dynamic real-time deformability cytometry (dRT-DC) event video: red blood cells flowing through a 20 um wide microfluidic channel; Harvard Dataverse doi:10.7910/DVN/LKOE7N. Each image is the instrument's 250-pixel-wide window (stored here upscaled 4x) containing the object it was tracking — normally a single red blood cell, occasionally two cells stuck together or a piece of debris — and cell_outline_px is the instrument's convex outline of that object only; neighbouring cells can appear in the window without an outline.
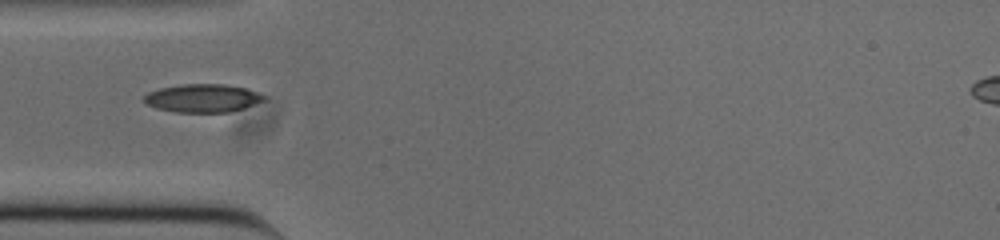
{"species": "common noctule bat (a hibernating species)", "species_latin": "Nyctalus noctula", "temperature_condition": "cold", "stored_images_in_passage": 39, "camera_frame_rate_fps": 3000, "um_per_image_px": 0.085, "animal": {"sex": "male", "body_mass_g": 20.0, "forearm_length_mm": 53.3}, "frame": {"image": 1, "passage_image": 1, "time_ms": 0.0, "image_size_px": [1000, 240], "cell_outline_px": [[264, 100], [244, 108], [228, 112], [176, 112], [156, 108], [148, 104], [144, 100], [144, 96], [148, 92], [160, 88], [180, 84], [224, 84], [244, 88], [256, 92], [264, 96]], "centroid_in_image_um": [17.19, 8.34], "position_along_channel_um": 67.8, "area_um2": 19.48}}
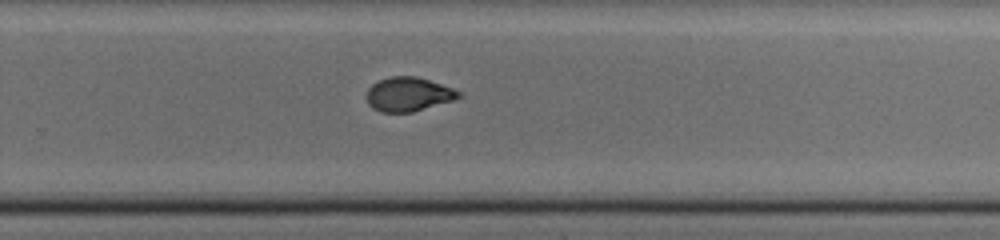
{"frame": {"image": 2, "passage_image": 19, "time_ms": 6.0, "image_size_px": [1000, 240], "cell_outline_px": [[464, 96], [452, 100], [412, 112], [380, 112], [372, 108], [368, 104], [368, 88], [372, 84], [380, 80], [392, 76], [416, 76], [452, 88], [460, 92]], "centroid_in_image_um": [34.71, 8.01], "position_along_channel_um": 295.1, "area_um2": 18.03}}
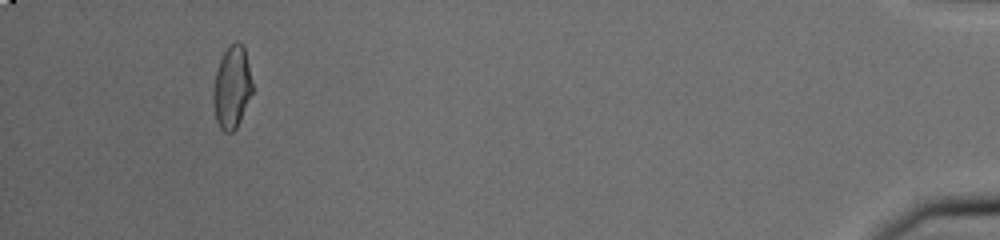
{"frame": {"image": 3, "passage_image": 35, "time_ms": 11.333, "image_size_px": [1000, 240], "cell_outline_px": [[252, 92], [240, 120], [236, 128], [232, 132], [224, 132], [220, 128], [216, 120], [212, 100], [212, 92], [216, 72], [220, 60], [224, 52], [236, 40], [240, 40], [244, 48], [248, 64], [252, 84]], "centroid_in_image_um": [19.69, 7.43], "position_along_channel_um": 415.5, "area_um2": 18.61}}